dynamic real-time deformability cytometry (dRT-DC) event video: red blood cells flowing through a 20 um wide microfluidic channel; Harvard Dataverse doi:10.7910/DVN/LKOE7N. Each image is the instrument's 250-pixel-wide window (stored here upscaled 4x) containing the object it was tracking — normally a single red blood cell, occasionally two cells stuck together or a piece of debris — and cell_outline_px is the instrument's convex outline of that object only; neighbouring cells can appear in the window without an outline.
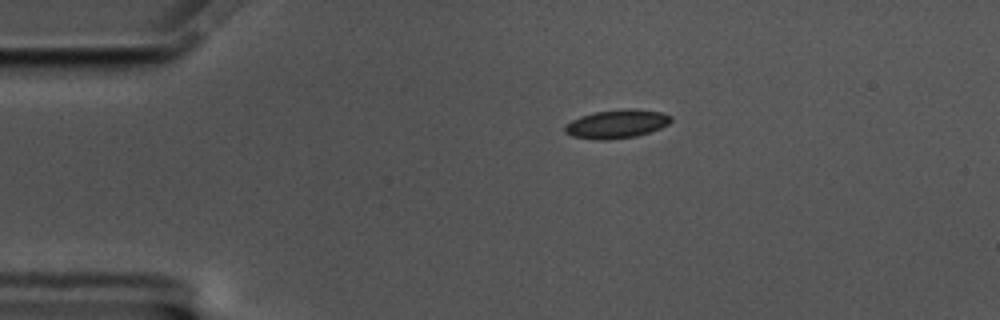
{"species": "common noctule bat (a hibernating species)", "species_latin": "Nyctalus noctula", "temperature_condition": "cold", "stored_images_in_passage": 47, "camera_frame_rate_fps": 3000, "um_per_image_px": 0.085, "animal": {"sex": "male", "body_mass_g": 17.5, "forearm_length_mm": 52.3}, "frame": {"image": 1, "passage_image": 1, "time_ms": 0.0, "image_size_px": [1000, 320], "cell_outline_px": [[672, 120], [668, 124], [660, 128], [636, 136], [608, 140], [596, 140], [572, 136], [564, 132], [564, 124], [580, 116], [596, 112], [624, 108], [636, 108], [660, 112], [672, 116]], "centroid_in_image_um": [52.4, 10.53], "position_along_channel_um": 32.6, "area_um2": 17.8}}
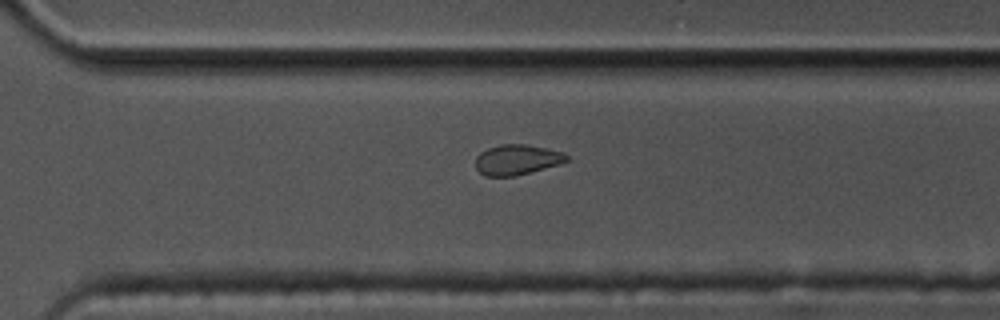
{"frame": {"image": 2, "passage_image": 30, "time_ms": 9.667, "image_size_px": [1000, 320], "cell_outline_px": [[568, 160], [560, 164], [516, 176], [484, 176], [476, 168], [476, 156], [480, 152], [488, 148], [500, 144], [528, 144], [564, 152], [568, 156]], "centroid_in_image_um": [43.94, 13.57], "position_along_channel_um": 326.7, "area_um2": 16.18}}
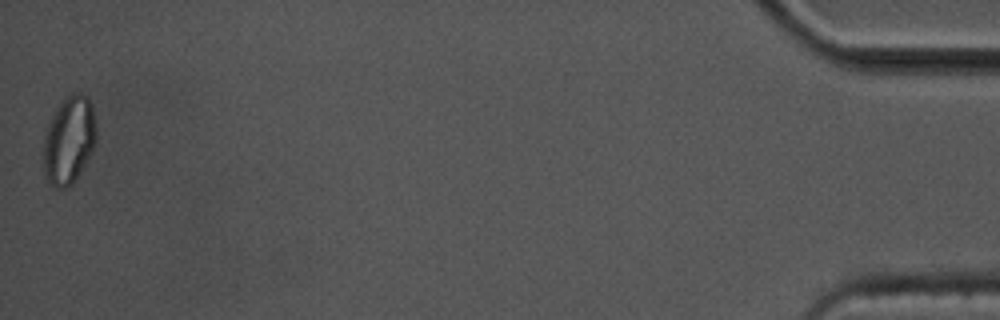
{"frame": {"image": 3, "passage_image": 47, "time_ms": 15.333, "image_size_px": [1000, 320], "cell_outline_px": [[96, 140], [84, 164], [72, 184], [68, 188], [56, 188], [44, 176], [44, 136], [48, 124], [56, 108], [72, 92], [80, 92], [88, 96], [92, 104], [96, 124]], "centroid_in_image_um": [5.87, 11.88], "position_along_channel_um": 429.3, "area_um2": 26.76}, "authors_computed_cell_mechanics": {"area_um2": 16.8776, "velocity_mm_per_s": 3.4899, "shape_relaxation_time_tau1_ms": null, "shape_relaxation_time_tau2_ms": 5.2642, "deformation_change_tau1": null, "deformation_change_tau2": 0.0827}}